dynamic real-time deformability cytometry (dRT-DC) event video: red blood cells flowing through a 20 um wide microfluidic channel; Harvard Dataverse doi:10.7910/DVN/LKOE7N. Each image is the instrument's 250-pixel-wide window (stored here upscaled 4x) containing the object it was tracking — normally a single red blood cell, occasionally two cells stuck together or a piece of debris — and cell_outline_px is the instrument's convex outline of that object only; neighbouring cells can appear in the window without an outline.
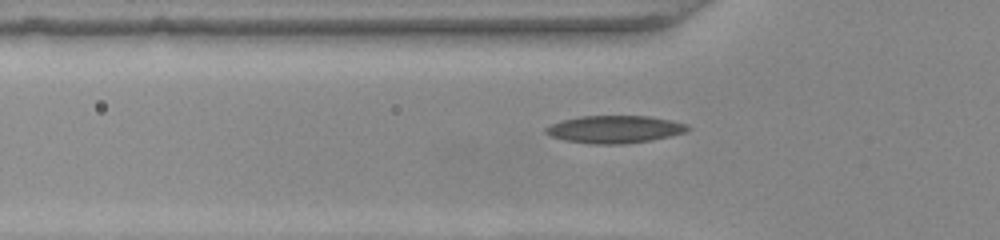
{"species": "common noctule bat (a hibernating species)", "species_latin": "Nyctalus noctula", "temperature_condition": "warm", "stored_images_in_passage": 39, "segment_of_instrument_passage": [1, 2], "camera_frame_rate_fps": 3000, "um_per_image_px": 0.085, "animal": {"sex": "female", "body_mass_g": 22.0, "forearm_length_mm": 56.7}, "frame": {"image": 1, "passage_image": 3, "time_ms": 0.667, "image_size_px": [1000, 240], "cell_outline_px": [[692, 128], [684, 132], [672, 136], [652, 140], [624, 144], [592, 144], [564, 140], [552, 136], [544, 132], [544, 128], [560, 120], [580, 116], [648, 116], [672, 120], [688, 124]], "centroid_in_image_um": [52.27, 10.99], "position_along_channel_um": 73.5, "area_um2": 22.95}}
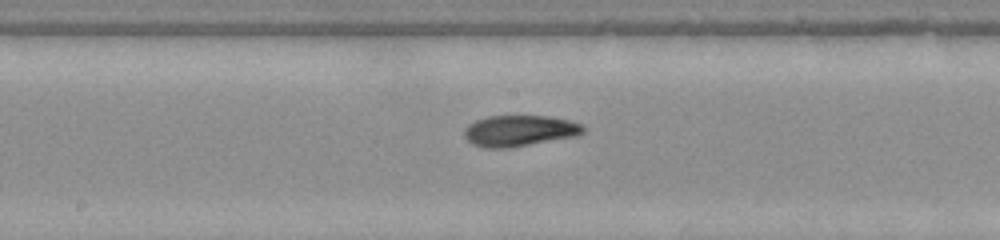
{"frame": {"image": 2, "passage_image": 13, "time_ms": 4.0, "image_size_px": [1000, 240], "cell_outline_px": [[584, 132], [576, 136], [508, 148], [488, 148], [472, 144], [464, 136], [464, 128], [468, 124], [476, 120], [488, 116], [548, 116], [568, 120], [584, 124]], "centroid_in_image_um": [44.15, 11.11], "position_along_channel_um": 204.1, "area_um2": 21.5}}
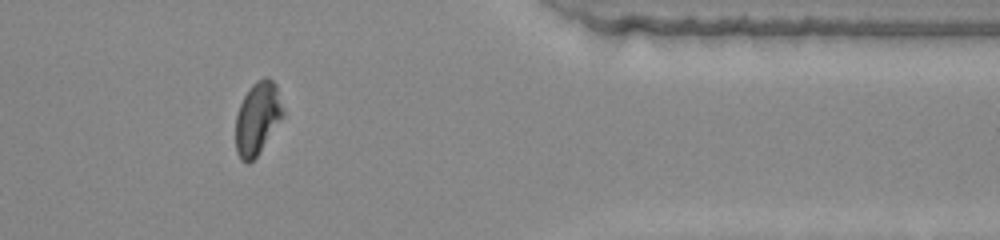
{"frame": {"image": 3, "passage_image": 29, "time_ms": 9.333, "image_size_px": [1000, 240], "cell_outline_px": [[284, 116], [256, 156], [248, 164], [240, 160], [236, 152], [236, 116], [240, 104], [244, 96], [252, 84], [256, 80], [264, 76], [268, 76], [276, 84], [284, 112]], "centroid_in_image_um": [21.88, 10.03], "position_along_channel_um": 389.5, "area_um2": 20.0}}